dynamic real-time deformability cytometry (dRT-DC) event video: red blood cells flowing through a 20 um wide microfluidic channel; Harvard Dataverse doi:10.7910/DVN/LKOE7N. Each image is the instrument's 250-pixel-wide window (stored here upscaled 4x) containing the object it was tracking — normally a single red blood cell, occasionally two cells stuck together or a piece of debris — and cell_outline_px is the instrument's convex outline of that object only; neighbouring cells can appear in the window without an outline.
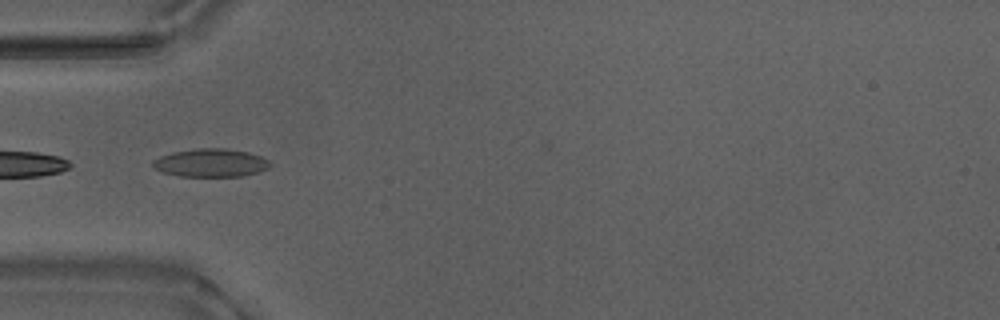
{"species": "Egyptian fruit bat (a non-hibernating species)", "species_latin": "Rousettus aegyptiacus", "temperature_condition": "warm", "stored_images_in_passage": 35, "segment_of_instrument_passage": [2, 2], "camera_frame_rate_fps": 3000, "um_per_image_px": 0.085, "animal": {"sex": "male"}, "frame": {"image": 1, "passage_image": 15, "time_ms": 4.667, "image_size_px": [1000, 320], "cell_outline_px": [[272, 164], [268, 168], [244, 176], [180, 176], [164, 172], [152, 168], [152, 160], [160, 156], [172, 152], [200, 148], [224, 148], [248, 152], [260, 156], [268, 160]], "centroid_in_image_um": [17.9, 13.84], "position_along_channel_um": 67.1, "area_um2": 19.19}}
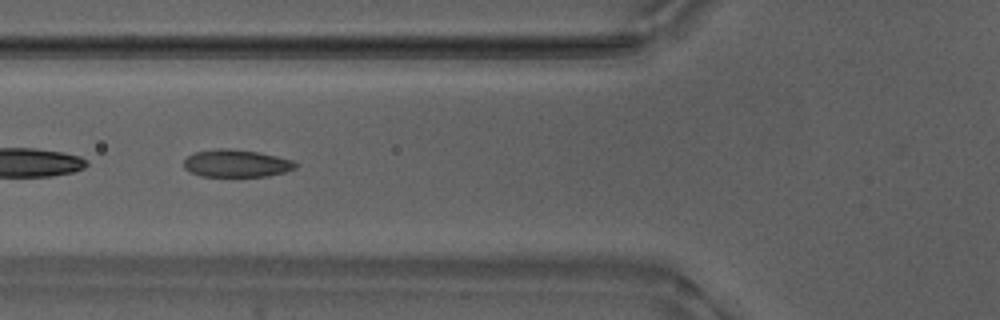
{"frame": {"image": 2, "passage_image": 18, "time_ms": 5.667, "image_size_px": [1000, 320], "cell_outline_px": [[296, 168], [284, 172], [268, 176], [200, 176], [184, 168], [184, 160], [188, 156], [196, 152], [216, 148], [228, 148], [256, 152], [276, 156], [292, 160], [296, 164]], "centroid_in_image_um": [20.07, 13.88], "position_along_channel_um": 105.7, "area_um2": 17.69}}
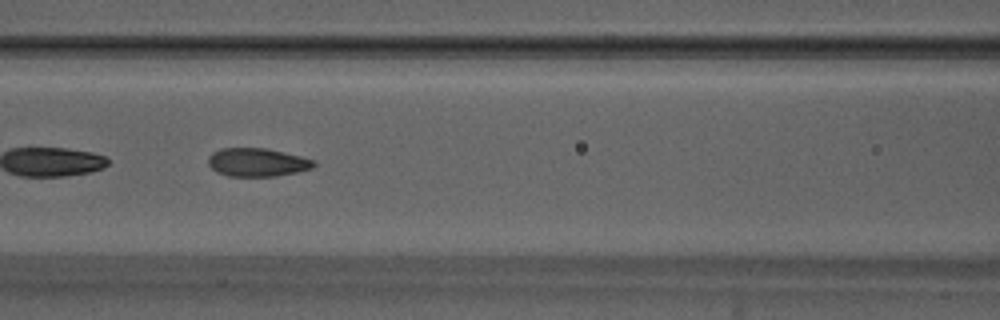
{"frame": {"image": 3, "passage_image": 21, "time_ms": 6.667, "image_size_px": [1000, 320], "cell_outline_px": [[316, 164], [312, 168], [300, 172], [276, 176], [228, 176], [216, 172], [208, 164], [208, 156], [212, 152], [220, 148], [268, 148], [300, 156], [312, 160]], "centroid_in_image_um": [21.84, 13.79], "position_along_channel_um": 144.8, "area_um2": 17.57}}